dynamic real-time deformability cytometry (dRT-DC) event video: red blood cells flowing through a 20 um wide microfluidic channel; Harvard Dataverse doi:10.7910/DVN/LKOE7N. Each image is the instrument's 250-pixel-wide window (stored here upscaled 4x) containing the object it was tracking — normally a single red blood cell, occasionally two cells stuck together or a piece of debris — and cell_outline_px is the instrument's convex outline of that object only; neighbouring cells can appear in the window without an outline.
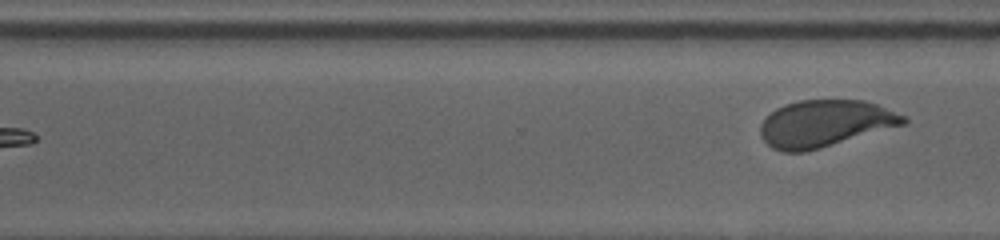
{"species": "human", "species_latin": "Homo sapiens", "temperature_condition": "cold", "stored_images_in_passage": 22, "segment_of_instrument_passage": [2, 2], "camera_frame_rate_fps": 3000, "um_per_image_px": 0.085, "donor": {"sex": "male"}, "frame": {"image": 1, "passage_image": 22, "time_ms": 9.667, "image_size_px": [1000, 240], "cell_outline_px": [[908, 120], [904, 124], [820, 148], [804, 152], [784, 152], [772, 148], [764, 140], [760, 132], [760, 124], [776, 108], [784, 104], [800, 100], [864, 100], [876, 104], [904, 116]], "centroid_in_image_um": [70.08, 10.49], "position_along_channel_um": 300.5, "area_um2": 38.55}}